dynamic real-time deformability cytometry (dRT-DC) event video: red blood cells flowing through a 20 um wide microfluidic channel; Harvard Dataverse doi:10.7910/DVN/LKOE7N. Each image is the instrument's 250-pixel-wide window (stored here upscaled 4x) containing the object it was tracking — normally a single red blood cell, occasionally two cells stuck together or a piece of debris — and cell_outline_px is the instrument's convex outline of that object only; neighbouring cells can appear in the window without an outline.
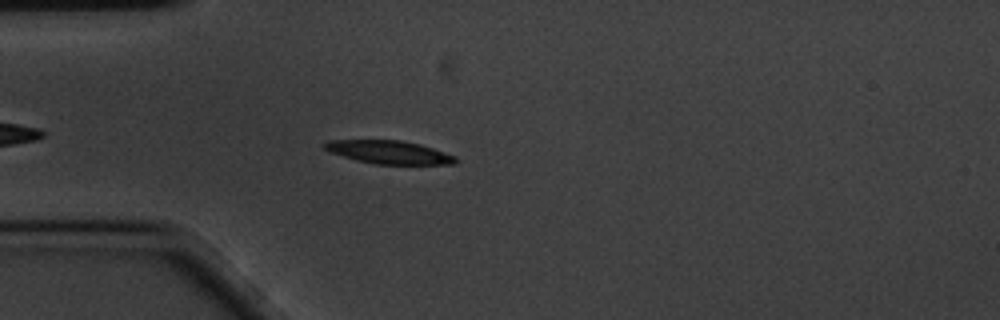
{"species": "common noctule bat (a hibernating species)", "species_latin": "Nyctalus noctula", "temperature_condition": "cold", "stored_images_in_passage": 40, "camera_frame_rate_fps": 3000, "um_per_image_px": 0.085, "animal": {"sex": "male", "body_mass_g": 20.1, "forearm_length_mm": 53.5}, "frame": {"image": 1, "passage_image": 6, "time_ms": 1.667, "image_size_px": [1000, 320], "cell_outline_px": [[456, 164], [376, 164], [356, 160], [332, 152], [324, 148], [320, 144], [328, 140], [400, 140], [420, 144], [456, 156]], "centroid_in_image_um": [33.05, 12.93], "position_along_channel_um": 51.9, "area_um2": 17.57}}
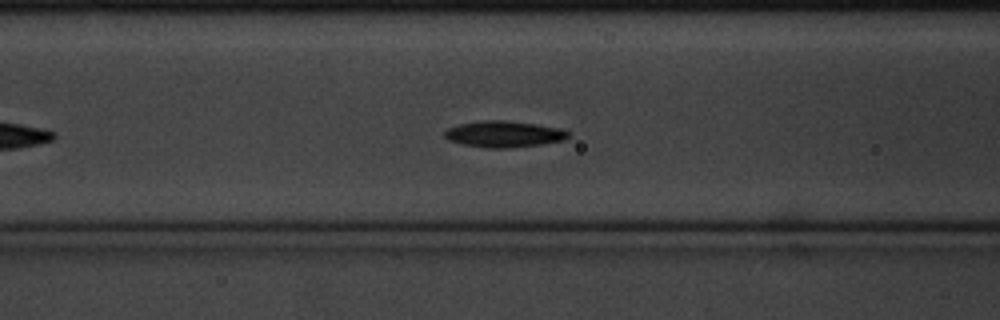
{"frame": {"image": 2, "passage_image": 13, "time_ms": 4.0, "image_size_px": [1000, 320], "cell_outline_px": [[568, 136], [564, 140], [540, 144], [508, 148], [488, 148], [464, 144], [448, 140], [444, 136], [444, 132], [448, 128], [460, 124], [484, 120], [500, 120], [536, 124], [560, 128], [568, 132]], "centroid_in_image_um": [42.81, 11.4], "position_along_channel_um": 123.8, "area_um2": 18.67}}
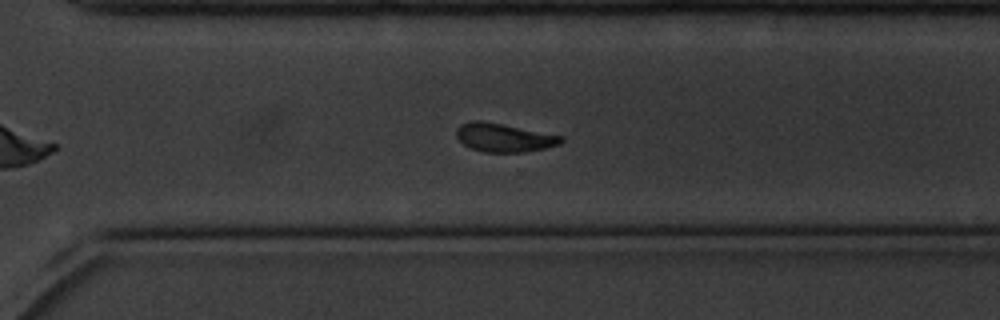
{"frame": {"image": 3, "passage_image": 31, "time_ms": 10.0, "image_size_px": [1000, 320], "cell_outline_px": [[564, 140], [560, 144], [544, 148], [524, 152], [484, 152], [472, 148], [464, 144], [456, 136], [456, 128], [460, 124], [472, 120], [480, 120], [564, 136]], "centroid_in_image_um": [42.83, 11.69], "position_along_channel_um": 327.8, "area_um2": 17.28}, "authors_computed_cell_mechanics": {"area_um2": 18.1203, "velocity_mm_per_s": 3.4057, "shape_relaxation_time_tau1_ms": 4.0068, "shape_relaxation_time_tau2_ms": 3.956, "deformation_change_tau1": 0.1738, "deformation_change_tau2": 0.0874}}